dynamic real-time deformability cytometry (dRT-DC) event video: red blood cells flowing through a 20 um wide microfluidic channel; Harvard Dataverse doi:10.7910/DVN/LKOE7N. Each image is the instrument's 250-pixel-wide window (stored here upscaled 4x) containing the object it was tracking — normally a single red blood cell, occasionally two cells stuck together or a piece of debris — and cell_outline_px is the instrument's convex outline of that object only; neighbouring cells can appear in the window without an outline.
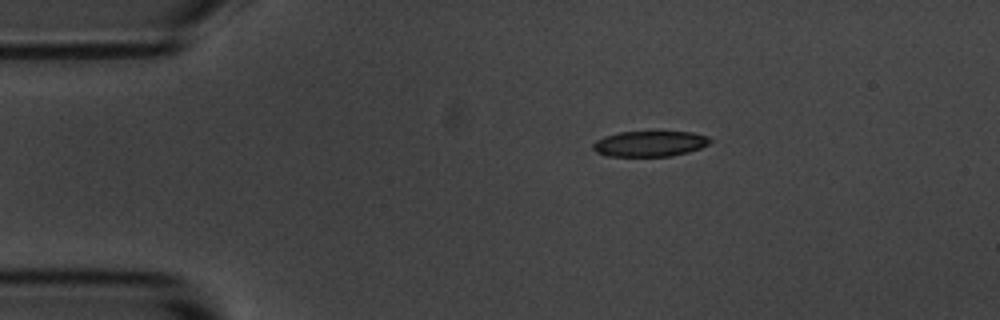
{"species": "common noctule bat (a hibernating species)", "species_latin": "Nyctalus noctula", "temperature_condition": "room temperature", "stored_images_in_passage": 4, "camera_frame_rate_fps": 3000, "um_per_image_px": 0.085, "animal": {"sex": "male", "body_mass_g": 20.1, "forearm_length_mm": 53.5}, "frame": {"image": 1, "passage_image": 4, "time_ms": 4.333, "image_size_px": [1000, 320], "cell_outline_px": [[712, 140], [708, 144], [700, 148], [688, 152], [672, 156], [608, 156], [596, 152], [592, 148], [592, 144], [596, 140], [604, 136], [620, 132], [692, 132], [708, 136]], "centroid_in_image_um": [55.22, 12.22], "position_along_channel_um": 29.8, "area_um2": 17.46}}